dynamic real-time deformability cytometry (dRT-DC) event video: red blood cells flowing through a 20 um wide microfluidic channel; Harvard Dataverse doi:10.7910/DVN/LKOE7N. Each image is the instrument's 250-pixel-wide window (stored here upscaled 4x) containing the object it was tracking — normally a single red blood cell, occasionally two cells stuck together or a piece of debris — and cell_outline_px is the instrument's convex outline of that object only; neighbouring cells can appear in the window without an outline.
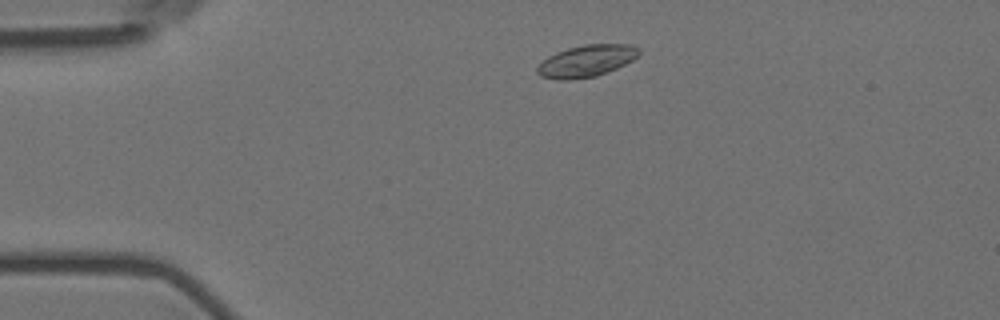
{"species": "Egyptian fruit bat (a non-hibernating species)", "species_latin": "Rousettus aegyptiacus", "temperature_condition": "room temperature", "stored_images_in_passage": 50, "camera_frame_rate_fps": 3000, "um_per_image_px": 0.085, "animal": {"sex": "female"}, "frame": {"image": 1, "passage_image": 5, "time_ms": 1.333, "image_size_px": [1000, 320], "cell_outline_px": [[640, 52], [632, 60], [616, 68], [596, 76], [568, 80], [560, 80], [540, 76], [536, 72], [536, 68], [548, 56], [556, 52], [568, 48], [584, 44], [632, 44], [640, 48]], "centroid_in_image_um": [49.84, 5.17], "position_along_channel_um": 35.2, "area_um2": 18.79}}
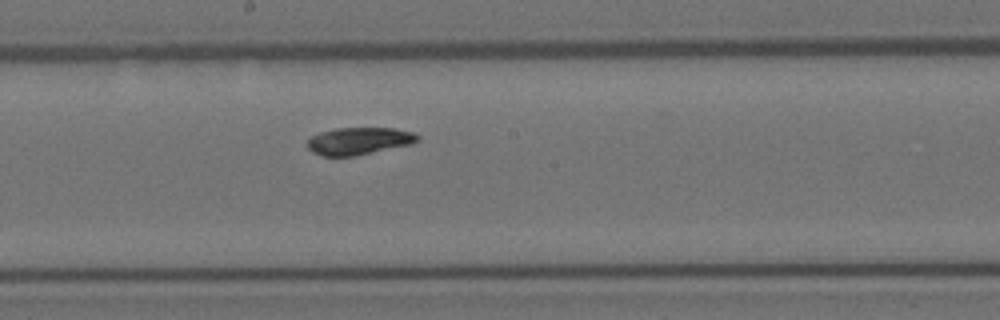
{"frame": {"image": 2, "passage_image": 24, "time_ms": 7.667, "image_size_px": [1000, 320], "cell_outline_px": [[420, 140], [412, 144], [356, 156], [324, 156], [312, 152], [308, 148], [308, 140], [312, 136], [320, 132], [336, 128], [396, 128], [412, 132], [420, 136]], "centroid_in_image_um": [30.54, 11.98], "position_along_channel_um": 217.7, "area_um2": 17.63}}
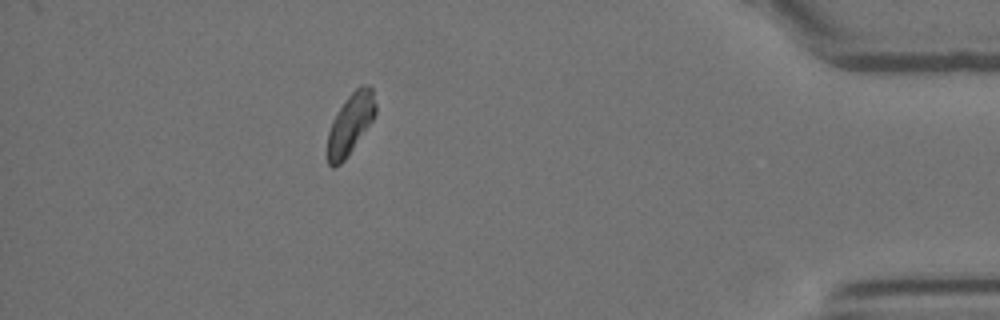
{"frame": {"image": 3, "passage_image": 44, "time_ms": 14.333, "image_size_px": [1000, 320], "cell_outline_px": [[376, 112], [372, 120], [348, 156], [340, 164], [332, 168], [328, 164], [328, 132], [332, 120], [344, 100], [360, 84], [368, 84], [372, 88], [376, 104]], "centroid_in_image_um": [29.78, 10.5], "position_along_channel_um": 405.4, "area_um2": 16.99}, "authors_computed_cell_mechanics": {"area_um2": 17.8024, "velocity_mm_per_s": 3.5382, "shape_relaxation_time_tau1_ms": 2.922, "shape_relaxation_time_tau2_ms": null, "deformation_change_tau1": 0.1074, "deformation_change_tau2": null}}